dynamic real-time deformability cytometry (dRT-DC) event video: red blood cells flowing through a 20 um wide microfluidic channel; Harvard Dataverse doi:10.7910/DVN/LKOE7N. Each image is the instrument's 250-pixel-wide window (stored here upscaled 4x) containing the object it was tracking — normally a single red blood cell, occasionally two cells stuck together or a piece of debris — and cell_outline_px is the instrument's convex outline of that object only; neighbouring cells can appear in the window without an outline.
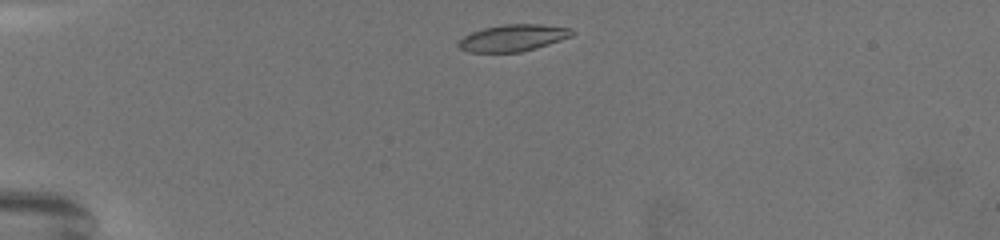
{"species": "common noctule bat (a hibernating species)", "species_latin": "Nyctalus noctula", "temperature_condition": "warm", "stored_images_in_passage": 44, "camera_frame_rate_fps": 3000, "um_per_image_px": 0.085, "animal": {"sex": "female", "body_mass_g": 19.5, "forearm_length_mm": 54.1}, "frame": {"image": 1, "passage_image": 2, "time_ms": 0.333, "image_size_px": [1000, 240], "cell_outline_px": [[576, 32], [572, 36], [536, 48], [520, 52], [468, 52], [460, 48], [456, 44], [464, 36], [472, 32], [484, 28], [504, 24], [540, 24], [572, 28]], "centroid_in_image_um": [43.62, 3.22], "position_along_channel_um": 41.4, "area_um2": 17.69}}
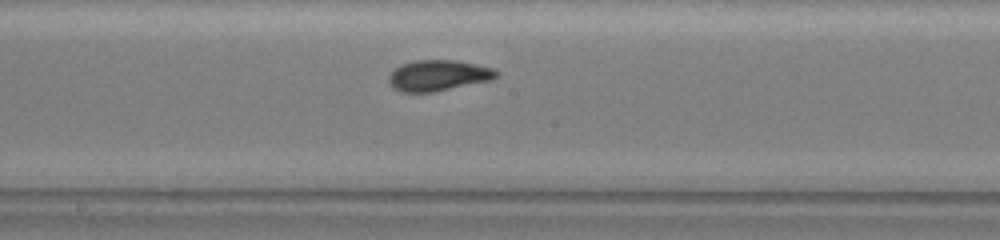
{"frame": {"image": 2, "passage_image": 24, "time_ms": 7.667, "image_size_px": [1000, 240], "cell_outline_px": [[500, 72], [492, 80], [432, 92], [400, 92], [392, 88], [388, 84], [388, 76], [400, 64], [416, 60], [456, 60], [496, 68]], "centroid_in_image_um": [37.25, 6.41], "position_along_channel_um": 211.0, "area_um2": 19.54}}
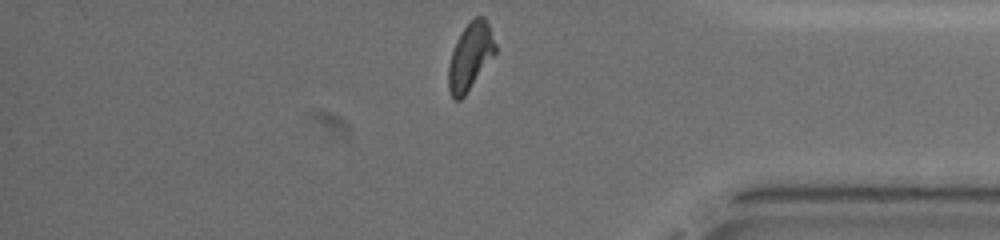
{"frame": {"image": 3, "passage_image": 44, "time_ms": 14.333, "image_size_px": [1000, 240], "cell_outline_px": [[496, 52], [464, 96], [460, 100], [452, 100], [448, 88], [448, 68], [452, 52], [456, 40], [464, 28], [476, 16], [484, 16], [488, 24], [496, 44]], "centroid_in_image_um": [39.95, 4.81], "position_along_channel_um": 395.2, "area_um2": 18.03}, "authors_computed_cell_mechanics": {"area_um2": 18.7272, "velocity_mm_per_s": 3.0019, "shape_relaxation_time_tau1_ms": 6.7237, "shape_relaxation_time_tau2_ms": 1.486, "deformation_change_tau1": 0.1609, "deformation_change_tau2": 0.0707}}